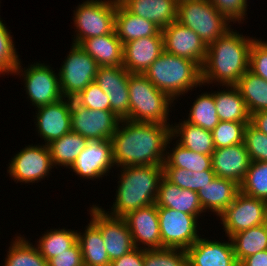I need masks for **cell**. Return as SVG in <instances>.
Wrapping results in <instances>:
<instances>
[{"label":"cell","mask_w":267,"mask_h":266,"mask_svg":"<svg viewBox=\"0 0 267 266\" xmlns=\"http://www.w3.org/2000/svg\"><path fill=\"white\" fill-rule=\"evenodd\" d=\"M171 125L121 120L113 137L115 168L127 166H162Z\"/></svg>","instance_id":"1"},{"label":"cell","mask_w":267,"mask_h":266,"mask_svg":"<svg viewBox=\"0 0 267 266\" xmlns=\"http://www.w3.org/2000/svg\"><path fill=\"white\" fill-rule=\"evenodd\" d=\"M255 39L230 28L209 44L201 67L202 86L235 85L249 70L250 48Z\"/></svg>","instance_id":"2"},{"label":"cell","mask_w":267,"mask_h":266,"mask_svg":"<svg viewBox=\"0 0 267 266\" xmlns=\"http://www.w3.org/2000/svg\"><path fill=\"white\" fill-rule=\"evenodd\" d=\"M118 176L116 194L111 209L98 206L108 215L124 217L129 212L154 204L157 198L160 180L163 177L162 166H127L114 168ZM110 210V211H108Z\"/></svg>","instance_id":"3"},{"label":"cell","mask_w":267,"mask_h":266,"mask_svg":"<svg viewBox=\"0 0 267 266\" xmlns=\"http://www.w3.org/2000/svg\"><path fill=\"white\" fill-rule=\"evenodd\" d=\"M143 75L175 102L195 88L197 90L202 87L201 67L194 61L166 51H163Z\"/></svg>","instance_id":"4"},{"label":"cell","mask_w":267,"mask_h":266,"mask_svg":"<svg viewBox=\"0 0 267 266\" xmlns=\"http://www.w3.org/2000/svg\"><path fill=\"white\" fill-rule=\"evenodd\" d=\"M128 90L131 121L171 125L169 117L176 102L167 93L137 73L129 75Z\"/></svg>","instance_id":"5"},{"label":"cell","mask_w":267,"mask_h":266,"mask_svg":"<svg viewBox=\"0 0 267 266\" xmlns=\"http://www.w3.org/2000/svg\"><path fill=\"white\" fill-rule=\"evenodd\" d=\"M177 21L196 32L207 46L233 25L209 0H179Z\"/></svg>","instance_id":"6"},{"label":"cell","mask_w":267,"mask_h":266,"mask_svg":"<svg viewBox=\"0 0 267 266\" xmlns=\"http://www.w3.org/2000/svg\"><path fill=\"white\" fill-rule=\"evenodd\" d=\"M117 0H85L73 11L74 35L72 43L79 45L84 39L104 36L115 29Z\"/></svg>","instance_id":"7"},{"label":"cell","mask_w":267,"mask_h":266,"mask_svg":"<svg viewBox=\"0 0 267 266\" xmlns=\"http://www.w3.org/2000/svg\"><path fill=\"white\" fill-rule=\"evenodd\" d=\"M35 61L23 68L22 60H19L14 69L13 76L22 77L21 83L30 100L31 106L35 109L48 104H53L63 97L59 85L58 71L51 67V64ZM23 79V81H22Z\"/></svg>","instance_id":"8"},{"label":"cell","mask_w":267,"mask_h":266,"mask_svg":"<svg viewBox=\"0 0 267 266\" xmlns=\"http://www.w3.org/2000/svg\"><path fill=\"white\" fill-rule=\"evenodd\" d=\"M61 67L56 68L59 75V85L64 98L73 99L90 83L95 81L97 62L79 45L71 44Z\"/></svg>","instance_id":"9"},{"label":"cell","mask_w":267,"mask_h":266,"mask_svg":"<svg viewBox=\"0 0 267 266\" xmlns=\"http://www.w3.org/2000/svg\"><path fill=\"white\" fill-rule=\"evenodd\" d=\"M20 151V152H19ZM11 157L7 165V175L15 183L35 184L49 178L54 168L50 149L44 144H28Z\"/></svg>","instance_id":"10"},{"label":"cell","mask_w":267,"mask_h":266,"mask_svg":"<svg viewBox=\"0 0 267 266\" xmlns=\"http://www.w3.org/2000/svg\"><path fill=\"white\" fill-rule=\"evenodd\" d=\"M161 234V248L187 250L201 236L202 223L195 215L171 208L157 207ZM200 223V225H199Z\"/></svg>","instance_id":"11"},{"label":"cell","mask_w":267,"mask_h":266,"mask_svg":"<svg viewBox=\"0 0 267 266\" xmlns=\"http://www.w3.org/2000/svg\"><path fill=\"white\" fill-rule=\"evenodd\" d=\"M225 238L266 223L265 201L243 194H237L233 202L217 218Z\"/></svg>","instance_id":"12"},{"label":"cell","mask_w":267,"mask_h":266,"mask_svg":"<svg viewBox=\"0 0 267 266\" xmlns=\"http://www.w3.org/2000/svg\"><path fill=\"white\" fill-rule=\"evenodd\" d=\"M90 206L87 210L90 221L100 230L110 261L135 248L128 224L123 217L108 215L97 203Z\"/></svg>","instance_id":"13"},{"label":"cell","mask_w":267,"mask_h":266,"mask_svg":"<svg viewBox=\"0 0 267 266\" xmlns=\"http://www.w3.org/2000/svg\"><path fill=\"white\" fill-rule=\"evenodd\" d=\"M72 131L88 141L111 140L120 118L112 111L92 110L71 99Z\"/></svg>","instance_id":"14"},{"label":"cell","mask_w":267,"mask_h":266,"mask_svg":"<svg viewBox=\"0 0 267 266\" xmlns=\"http://www.w3.org/2000/svg\"><path fill=\"white\" fill-rule=\"evenodd\" d=\"M115 167L111 140L88 141L85 149L77 156L69 170L77 177L96 181L109 176Z\"/></svg>","instance_id":"15"},{"label":"cell","mask_w":267,"mask_h":266,"mask_svg":"<svg viewBox=\"0 0 267 266\" xmlns=\"http://www.w3.org/2000/svg\"><path fill=\"white\" fill-rule=\"evenodd\" d=\"M35 115V116H34ZM35 131L44 145L72 131L71 99L62 98L56 103L35 109Z\"/></svg>","instance_id":"16"},{"label":"cell","mask_w":267,"mask_h":266,"mask_svg":"<svg viewBox=\"0 0 267 266\" xmlns=\"http://www.w3.org/2000/svg\"><path fill=\"white\" fill-rule=\"evenodd\" d=\"M130 74L123 66H100L95 78V82L109 97L110 111L120 120H130Z\"/></svg>","instance_id":"17"},{"label":"cell","mask_w":267,"mask_h":266,"mask_svg":"<svg viewBox=\"0 0 267 266\" xmlns=\"http://www.w3.org/2000/svg\"><path fill=\"white\" fill-rule=\"evenodd\" d=\"M161 31L164 51L194 61L202 67L208 46L196 32L178 21L172 22Z\"/></svg>","instance_id":"18"},{"label":"cell","mask_w":267,"mask_h":266,"mask_svg":"<svg viewBox=\"0 0 267 266\" xmlns=\"http://www.w3.org/2000/svg\"><path fill=\"white\" fill-rule=\"evenodd\" d=\"M123 218L128 224L134 247L161 249L159 215L155 203L131 211Z\"/></svg>","instance_id":"19"},{"label":"cell","mask_w":267,"mask_h":266,"mask_svg":"<svg viewBox=\"0 0 267 266\" xmlns=\"http://www.w3.org/2000/svg\"><path fill=\"white\" fill-rule=\"evenodd\" d=\"M203 236L186 250L188 266H239L229 237L219 241Z\"/></svg>","instance_id":"20"},{"label":"cell","mask_w":267,"mask_h":266,"mask_svg":"<svg viewBox=\"0 0 267 266\" xmlns=\"http://www.w3.org/2000/svg\"><path fill=\"white\" fill-rule=\"evenodd\" d=\"M163 51L161 30L155 36L129 41L123 44V67L129 73L143 74Z\"/></svg>","instance_id":"21"},{"label":"cell","mask_w":267,"mask_h":266,"mask_svg":"<svg viewBox=\"0 0 267 266\" xmlns=\"http://www.w3.org/2000/svg\"><path fill=\"white\" fill-rule=\"evenodd\" d=\"M211 156L212 170L217 177L230 179L241 185L251 163L244 143L215 149Z\"/></svg>","instance_id":"22"},{"label":"cell","mask_w":267,"mask_h":266,"mask_svg":"<svg viewBox=\"0 0 267 266\" xmlns=\"http://www.w3.org/2000/svg\"><path fill=\"white\" fill-rule=\"evenodd\" d=\"M157 207L171 208L179 212L195 215L199 220H204L205 213L199 200L198 192L182 189L170 183L164 177L160 180L157 198ZM202 214V215H201Z\"/></svg>","instance_id":"23"},{"label":"cell","mask_w":267,"mask_h":266,"mask_svg":"<svg viewBox=\"0 0 267 266\" xmlns=\"http://www.w3.org/2000/svg\"><path fill=\"white\" fill-rule=\"evenodd\" d=\"M179 0H118L135 16L152 21L161 30L177 21Z\"/></svg>","instance_id":"24"},{"label":"cell","mask_w":267,"mask_h":266,"mask_svg":"<svg viewBox=\"0 0 267 266\" xmlns=\"http://www.w3.org/2000/svg\"><path fill=\"white\" fill-rule=\"evenodd\" d=\"M239 192V184L230 179L216 176L210 184H206L199 190L198 196L204 213L216 215L217 219L233 202Z\"/></svg>","instance_id":"25"},{"label":"cell","mask_w":267,"mask_h":266,"mask_svg":"<svg viewBox=\"0 0 267 266\" xmlns=\"http://www.w3.org/2000/svg\"><path fill=\"white\" fill-rule=\"evenodd\" d=\"M79 46L88 53L98 66H123V43L115 30L104 36L84 39Z\"/></svg>","instance_id":"26"},{"label":"cell","mask_w":267,"mask_h":266,"mask_svg":"<svg viewBox=\"0 0 267 266\" xmlns=\"http://www.w3.org/2000/svg\"><path fill=\"white\" fill-rule=\"evenodd\" d=\"M114 30L125 44L138 38L155 36L161 29L152 21L133 15L117 0Z\"/></svg>","instance_id":"27"},{"label":"cell","mask_w":267,"mask_h":266,"mask_svg":"<svg viewBox=\"0 0 267 266\" xmlns=\"http://www.w3.org/2000/svg\"><path fill=\"white\" fill-rule=\"evenodd\" d=\"M171 136L180 145L196 153L212 155L215 150L211 131L190 124L184 119H179L178 123L171 122Z\"/></svg>","instance_id":"28"},{"label":"cell","mask_w":267,"mask_h":266,"mask_svg":"<svg viewBox=\"0 0 267 266\" xmlns=\"http://www.w3.org/2000/svg\"><path fill=\"white\" fill-rule=\"evenodd\" d=\"M217 90L214 91V101L220 121L249 124L250 114L238 89L231 85L222 86L221 90Z\"/></svg>","instance_id":"29"},{"label":"cell","mask_w":267,"mask_h":266,"mask_svg":"<svg viewBox=\"0 0 267 266\" xmlns=\"http://www.w3.org/2000/svg\"><path fill=\"white\" fill-rule=\"evenodd\" d=\"M174 141L175 139L171 136L167 142L165 161L162 167H178L186 169L190 173L212 170L211 155L196 153ZM172 142L175 144L170 148Z\"/></svg>","instance_id":"30"},{"label":"cell","mask_w":267,"mask_h":266,"mask_svg":"<svg viewBox=\"0 0 267 266\" xmlns=\"http://www.w3.org/2000/svg\"><path fill=\"white\" fill-rule=\"evenodd\" d=\"M86 228L77 230V241L81 246L84 266H110L100 230L89 220Z\"/></svg>","instance_id":"31"},{"label":"cell","mask_w":267,"mask_h":266,"mask_svg":"<svg viewBox=\"0 0 267 266\" xmlns=\"http://www.w3.org/2000/svg\"><path fill=\"white\" fill-rule=\"evenodd\" d=\"M88 140L73 131L48 144L53 166L70 168L77 156L85 149ZM58 166V167H57Z\"/></svg>","instance_id":"32"},{"label":"cell","mask_w":267,"mask_h":266,"mask_svg":"<svg viewBox=\"0 0 267 266\" xmlns=\"http://www.w3.org/2000/svg\"><path fill=\"white\" fill-rule=\"evenodd\" d=\"M244 99L249 114L267 111V81L247 71L234 85Z\"/></svg>","instance_id":"33"},{"label":"cell","mask_w":267,"mask_h":266,"mask_svg":"<svg viewBox=\"0 0 267 266\" xmlns=\"http://www.w3.org/2000/svg\"><path fill=\"white\" fill-rule=\"evenodd\" d=\"M10 243L2 266H48V262L25 234H15Z\"/></svg>","instance_id":"34"},{"label":"cell","mask_w":267,"mask_h":266,"mask_svg":"<svg viewBox=\"0 0 267 266\" xmlns=\"http://www.w3.org/2000/svg\"><path fill=\"white\" fill-rule=\"evenodd\" d=\"M238 263L244 258L267 250V224L240 231L230 237Z\"/></svg>","instance_id":"35"},{"label":"cell","mask_w":267,"mask_h":266,"mask_svg":"<svg viewBox=\"0 0 267 266\" xmlns=\"http://www.w3.org/2000/svg\"><path fill=\"white\" fill-rule=\"evenodd\" d=\"M39 239H36L34 245L38 251L48 262L56 255L65 252L77 242V230L63 228H50L41 234Z\"/></svg>","instance_id":"36"},{"label":"cell","mask_w":267,"mask_h":266,"mask_svg":"<svg viewBox=\"0 0 267 266\" xmlns=\"http://www.w3.org/2000/svg\"><path fill=\"white\" fill-rule=\"evenodd\" d=\"M195 98L192 106L189 107V113L187 112L186 118L183 117V119L190 124L212 131L220 122L214 101V91L202 92Z\"/></svg>","instance_id":"37"},{"label":"cell","mask_w":267,"mask_h":266,"mask_svg":"<svg viewBox=\"0 0 267 266\" xmlns=\"http://www.w3.org/2000/svg\"><path fill=\"white\" fill-rule=\"evenodd\" d=\"M240 191L245 195L267 200V162L251 161Z\"/></svg>","instance_id":"38"},{"label":"cell","mask_w":267,"mask_h":266,"mask_svg":"<svg viewBox=\"0 0 267 266\" xmlns=\"http://www.w3.org/2000/svg\"><path fill=\"white\" fill-rule=\"evenodd\" d=\"M6 25L0 16V77L12 75L20 60L12 32Z\"/></svg>","instance_id":"39"},{"label":"cell","mask_w":267,"mask_h":266,"mask_svg":"<svg viewBox=\"0 0 267 266\" xmlns=\"http://www.w3.org/2000/svg\"><path fill=\"white\" fill-rule=\"evenodd\" d=\"M245 122L220 121L211 131L215 149L244 143Z\"/></svg>","instance_id":"40"},{"label":"cell","mask_w":267,"mask_h":266,"mask_svg":"<svg viewBox=\"0 0 267 266\" xmlns=\"http://www.w3.org/2000/svg\"><path fill=\"white\" fill-rule=\"evenodd\" d=\"M144 266H188L186 250L146 249L144 250Z\"/></svg>","instance_id":"41"},{"label":"cell","mask_w":267,"mask_h":266,"mask_svg":"<svg viewBox=\"0 0 267 266\" xmlns=\"http://www.w3.org/2000/svg\"><path fill=\"white\" fill-rule=\"evenodd\" d=\"M244 144L251 161L267 162V135L250 123L245 127Z\"/></svg>","instance_id":"42"},{"label":"cell","mask_w":267,"mask_h":266,"mask_svg":"<svg viewBox=\"0 0 267 266\" xmlns=\"http://www.w3.org/2000/svg\"><path fill=\"white\" fill-rule=\"evenodd\" d=\"M73 99L88 109L110 111L109 97L95 81L90 83Z\"/></svg>","instance_id":"43"},{"label":"cell","mask_w":267,"mask_h":266,"mask_svg":"<svg viewBox=\"0 0 267 266\" xmlns=\"http://www.w3.org/2000/svg\"><path fill=\"white\" fill-rule=\"evenodd\" d=\"M231 23L241 25L248 19V4L245 0H209ZM247 17V18H246ZM243 21V22H242Z\"/></svg>","instance_id":"44"},{"label":"cell","mask_w":267,"mask_h":266,"mask_svg":"<svg viewBox=\"0 0 267 266\" xmlns=\"http://www.w3.org/2000/svg\"><path fill=\"white\" fill-rule=\"evenodd\" d=\"M249 71L267 81V40L256 38L250 48Z\"/></svg>","instance_id":"45"},{"label":"cell","mask_w":267,"mask_h":266,"mask_svg":"<svg viewBox=\"0 0 267 266\" xmlns=\"http://www.w3.org/2000/svg\"><path fill=\"white\" fill-rule=\"evenodd\" d=\"M48 266H84L81 246L77 241L72 247L48 261Z\"/></svg>","instance_id":"46"},{"label":"cell","mask_w":267,"mask_h":266,"mask_svg":"<svg viewBox=\"0 0 267 266\" xmlns=\"http://www.w3.org/2000/svg\"><path fill=\"white\" fill-rule=\"evenodd\" d=\"M162 169L163 177L167 181L178 185L182 189L190 190V178L192 176L190 172L178 167H162Z\"/></svg>","instance_id":"47"},{"label":"cell","mask_w":267,"mask_h":266,"mask_svg":"<svg viewBox=\"0 0 267 266\" xmlns=\"http://www.w3.org/2000/svg\"><path fill=\"white\" fill-rule=\"evenodd\" d=\"M110 266H144V249L135 247L120 258L111 261Z\"/></svg>","instance_id":"48"},{"label":"cell","mask_w":267,"mask_h":266,"mask_svg":"<svg viewBox=\"0 0 267 266\" xmlns=\"http://www.w3.org/2000/svg\"><path fill=\"white\" fill-rule=\"evenodd\" d=\"M190 178V190L199 192L206 184H210L216 177L213 170H205L202 172H192Z\"/></svg>","instance_id":"49"},{"label":"cell","mask_w":267,"mask_h":266,"mask_svg":"<svg viewBox=\"0 0 267 266\" xmlns=\"http://www.w3.org/2000/svg\"><path fill=\"white\" fill-rule=\"evenodd\" d=\"M239 266H267V250L260 251L244 258L239 263Z\"/></svg>","instance_id":"50"},{"label":"cell","mask_w":267,"mask_h":266,"mask_svg":"<svg viewBox=\"0 0 267 266\" xmlns=\"http://www.w3.org/2000/svg\"><path fill=\"white\" fill-rule=\"evenodd\" d=\"M250 124L267 135V111L250 114Z\"/></svg>","instance_id":"51"},{"label":"cell","mask_w":267,"mask_h":266,"mask_svg":"<svg viewBox=\"0 0 267 266\" xmlns=\"http://www.w3.org/2000/svg\"><path fill=\"white\" fill-rule=\"evenodd\" d=\"M265 211H266V224H267V200L265 201Z\"/></svg>","instance_id":"52"}]
</instances>
